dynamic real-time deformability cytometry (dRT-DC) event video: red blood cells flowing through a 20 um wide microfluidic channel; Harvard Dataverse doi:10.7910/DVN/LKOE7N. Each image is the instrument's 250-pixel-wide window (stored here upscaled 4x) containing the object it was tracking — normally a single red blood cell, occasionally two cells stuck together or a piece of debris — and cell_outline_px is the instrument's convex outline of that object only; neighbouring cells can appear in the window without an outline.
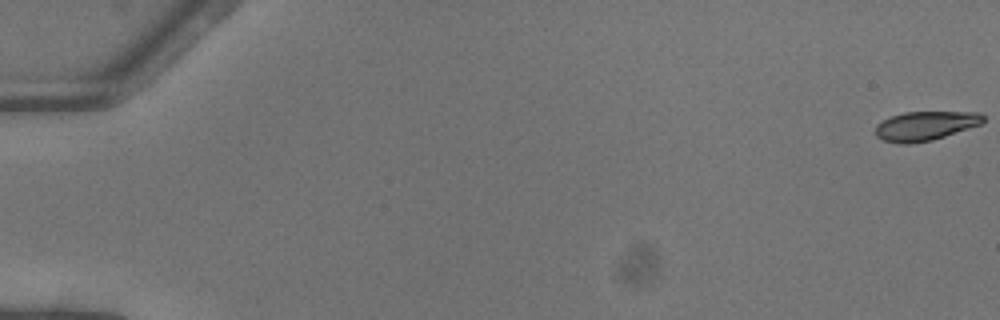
{"species": "common noctule bat (a hibernating species)", "species_latin": "Nyctalus noctula", "temperature_condition": "warm", "stored_images_in_passage": 52, "camera_frame_rate_fps": 3000, "um_per_image_px": 0.085, "animal": {"sex": "female"}, "frame": {"image": 1, "passage_image": 1, "time_ms": 0.0, "image_size_px": [1000, 320], "cell_outline_px": [[984, 120], [980, 124], [932, 140], [908, 144], [900, 144], [884, 140], [876, 136], [876, 124], [892, 116], [904, 112], [980, 112], [984, 116]], "centroid_in_image_um": [78.64, 10.69], "position_along_channel_um": 6.4, "area_um2": 18.09}}
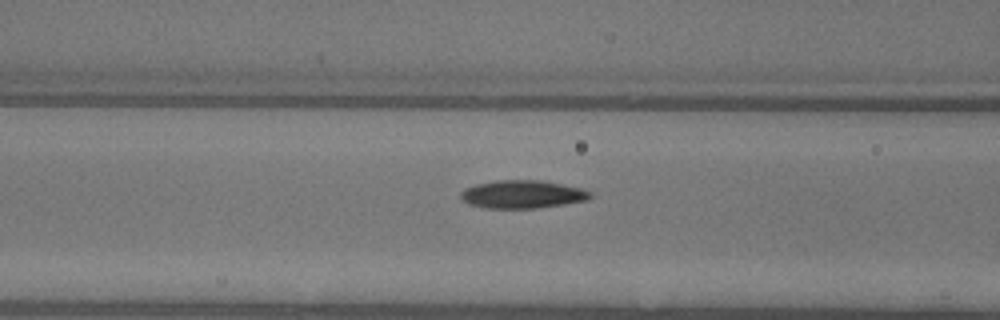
{"frame": {"image": 2, "passage_image": 23, "time_ms": 7.333, "image_size_px": [1000, 320], "cell_outline_px": [[592, 196], [588, 200], [540, 208], [484, 208], [468, 204], [460, 196], [460, 192], [464, 188], [476, 184], [496, 180], [544, 180], [584, 188], [592, 192]], "centroid_in_image_um": [44.44, 16.51], "position_along_channel_um": 122.2, "area_um2": 21.5}}
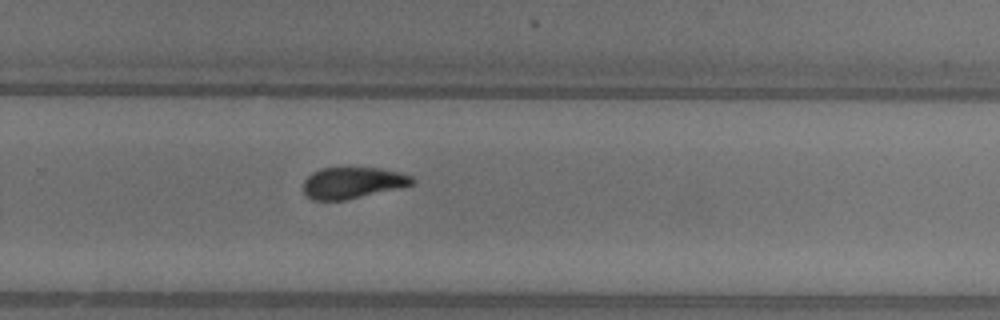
{"frame": {"image": 3, "passage_image": 36, "time_ms": 11.667, "image_size_px": [1000, 320], "cell_outline_px": [[416, 184], [400, 188], [344, 200], [312, 200], [304, 192], [304, 180], [312, 172], [320, 168], [380, 168], [400, 172], [412, 176], [416, 180]], "centroid_in_image_um": [30.01, 15.53], "position_along_channel_um": 299.8, "area_um2": 19.94}, "authors_computed_cell_mechanics": {"area_um2": 20.23, "velocity_mm_per_s": 4.1042, "shape_relaxation_time_tau1_ms": 5.059, "shape_relaxation_time_tau2_ms": 1.7281, "deformation_change_tau1": 0.176, "deformation_change_tau2": 0.0763}}